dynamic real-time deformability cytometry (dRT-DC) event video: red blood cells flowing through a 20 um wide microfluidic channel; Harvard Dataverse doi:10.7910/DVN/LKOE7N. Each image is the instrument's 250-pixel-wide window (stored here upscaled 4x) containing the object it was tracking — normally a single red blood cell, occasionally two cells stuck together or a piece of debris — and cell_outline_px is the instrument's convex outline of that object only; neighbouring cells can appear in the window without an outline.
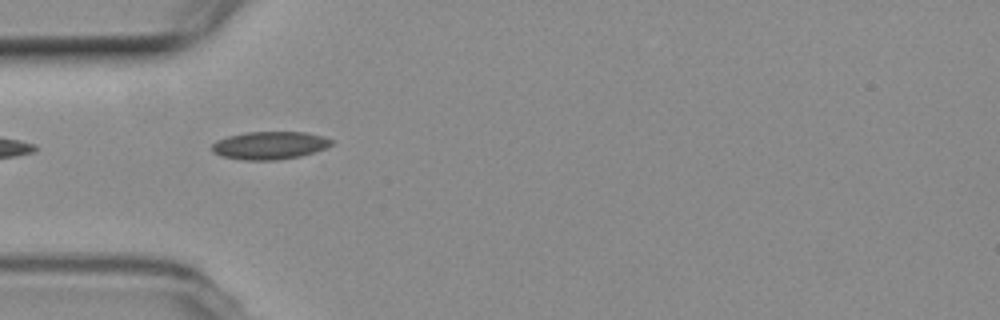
{"species": "common noctule bat (a hibernating species)", "species_latin": "Nyctalus noctula", "temperature_condition": "room temperature", "stored_images_in_passage": 1, "camera_frame_rate_fps": 3000, "um_per_image_px": 0.085, "animal": {"sex": "female", "body_mass_g": 19.3, "forearm_length_mm": 54.1}, "frame": {"image": 1, "passage_image": 1, "time_ms": 0.0, "image_size_px": [1000, 320], "cell_outline_px": [[332, 144], [324, 148], [300, 156], [276, 160], [244, 160], [220, 156], [212, 152], [212, 144], [216, 140], [228, 136], [244, 132], [304, 132], [324, 136], [332, 140]], "centroid_in_image_um": [22.87, 12.35], "position_along_channel_um": 62.1, "area_um2": 19.36}}